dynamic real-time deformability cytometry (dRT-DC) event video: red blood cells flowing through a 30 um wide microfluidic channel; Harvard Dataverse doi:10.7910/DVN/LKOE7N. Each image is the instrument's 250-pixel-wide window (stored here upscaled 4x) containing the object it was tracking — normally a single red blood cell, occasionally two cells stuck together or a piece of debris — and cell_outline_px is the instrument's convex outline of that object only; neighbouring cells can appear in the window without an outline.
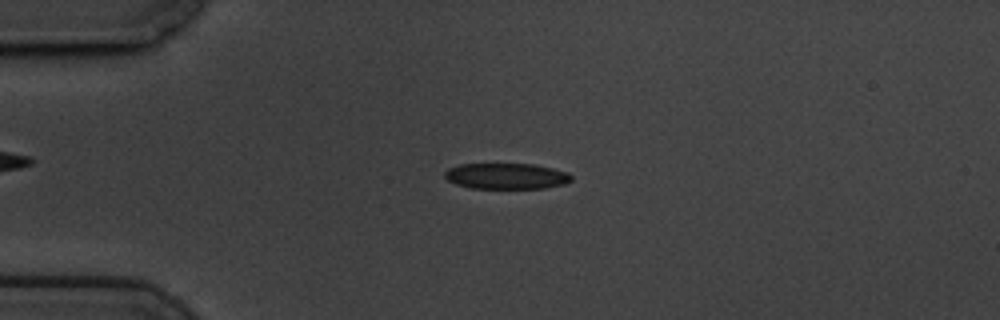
{"species": "common noctule bat (a hibernating species)", "species_latin": "Nyctalus noctula", "temperature_condition": "cold", "stored_images_in_passage": 5, "camera_frame_rate_fps": 3000, "um_per_image_px": 0.085, "animal": {"sex": "male", "body_mass_g": 19.5, "forearm_length_mm": 54.6}, "frame": {"image": 1, "passage_image": 3, "time_ms": 0.667, "image_size_px": [1000, 320], "cell_outline_px": [[572, 180], [564, 184], [544, 188], [472, 188], [456, 184], [448, 180], [444, 176], [444, 172], [448, 168], [460, 164], [532, 164], [552, 168], [568, 172], [572, 176]], "centroid_in_image_um": [43.04, 14.96], "position_along_channel_um": 42.0, "area_um2": 19.07}}
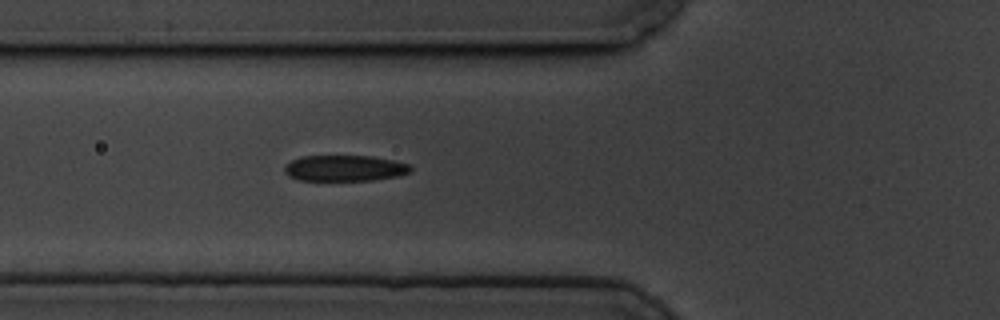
{"frame": {"image": 2, "passage_image": 5, "time_ms": 1.333, "image_size_px": [1000, 320], "cell_outline_px": [[412, 172], [400, 176], [372, 180], [296, 180], [288, 176], [284, 172], [284, 168], [292, 160], [300, 156], [372, 156], [392, 160], [408, 164], [412, 168]], "centroid_in_image_um": [29.31, 14.3], "position_along_channel_um": 96.5, "area_um2": 19.13}}